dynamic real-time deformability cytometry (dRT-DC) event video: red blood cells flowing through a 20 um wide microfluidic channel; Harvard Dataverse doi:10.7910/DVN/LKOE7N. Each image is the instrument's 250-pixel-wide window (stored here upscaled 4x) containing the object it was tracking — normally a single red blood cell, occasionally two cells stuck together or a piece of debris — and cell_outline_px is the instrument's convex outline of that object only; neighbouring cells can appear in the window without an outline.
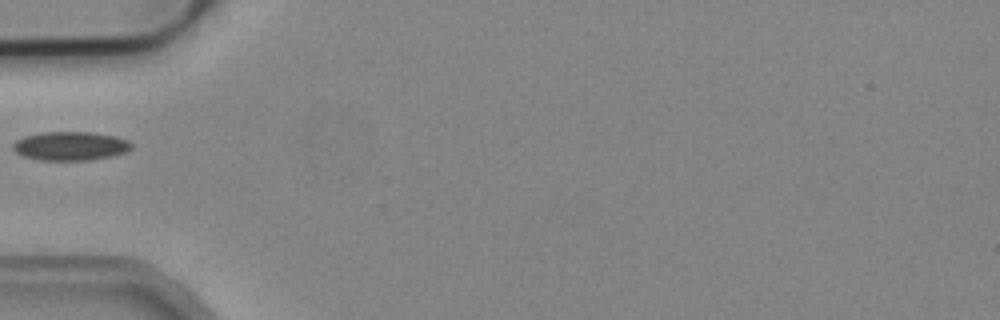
{"species": "common noctule bat (a hibernating species)", "species_latin": "Nyctalus noctula", "temperature_condition": "cold", "stored_images_in_passage": 3, "camera_frame_rate_fps": 3000, "um_per_image_px": 0.085, "animal": {"sex": "male", "body_mass_g": 19.2, "forearm_length_mm": 51.8}, "frame": {"image": 1, "passage_image": 1, "time_ms": 0.0, "image_size_px": [1000, 320], "cell_outline_px": [[132, 148], [124, 152], [112, 156], [88, 160], [36, 160], [24, 156], [16, 152], [12, 148], [12, 144], [16, 140], [24, 136], [44, 132], [88, 132], [112, 136], [128, 140], [132, 144]], "centroid_in_image_um": [5.95, 12.41], "position_along_channel_um": 79.1, "area_um2": 19.77}}